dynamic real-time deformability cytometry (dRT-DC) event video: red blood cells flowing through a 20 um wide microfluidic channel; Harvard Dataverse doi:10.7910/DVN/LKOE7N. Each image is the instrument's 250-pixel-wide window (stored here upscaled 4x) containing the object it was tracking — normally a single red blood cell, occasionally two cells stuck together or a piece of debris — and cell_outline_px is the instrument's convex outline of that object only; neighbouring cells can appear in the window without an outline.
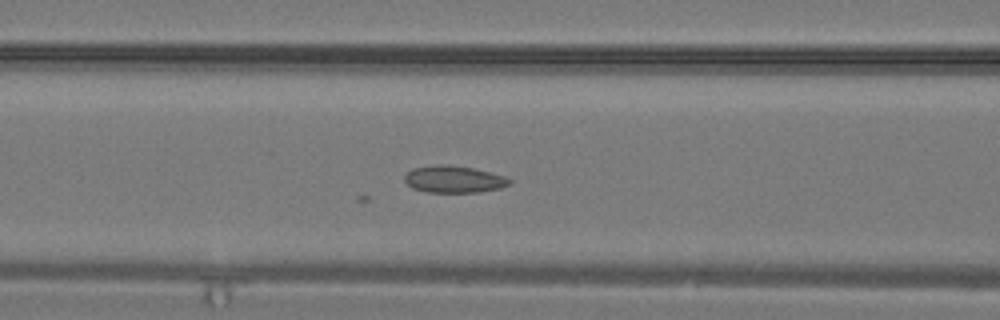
{"species": "common noctule bat (a hibernating species)", "species_latin": "Nyctalus noctula", "temperature_condition": "warm", "stored_images_in_passage": 17, "camera_frame_rate_fps": 3000, "um_per_image_px": 0.085, "animal": {"sex": "male", "body_mass_g": 19.2, "forearm_length_mm": 51.8}, "frame": {"image": 1, "passage_image": 4, "time_ms": 1.0, "image_size_px": [1000, 320], "cell_outline_px": [[512, 184], [500, 188], [476, 192], [428, 192], [412, 188], [404, 180], [404, 176], [412, 168], [436, 164], [448, 164], [472, 168], [504, 176], [512, 180]], "centroid_in_image_um": [38.56, 15.23], "position_along_channel_um": 128.0, "area_um2": 16.47}}
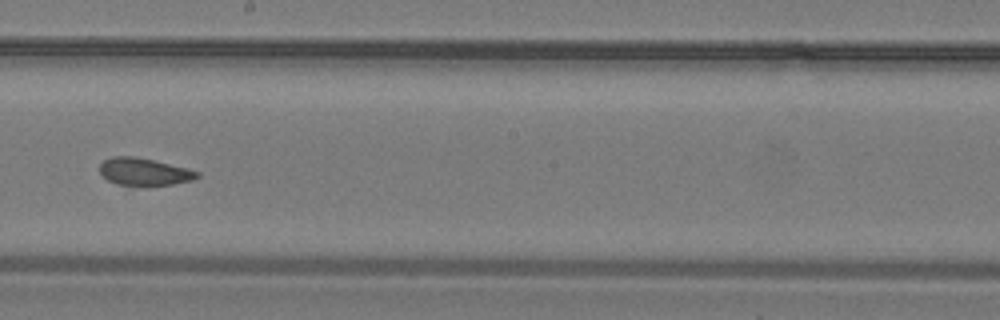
{"frame": {"image": 2, "passage_image": 9, "time_ms": 2.667, "image_size_px": [1000, 320], "cell_outline_px": [[200, 176], [192, 180], [172, 184], [116, 184], [108, 180], [100, 172], [100, 164], [104, 160], [112, 156], [132, 156], [152, 160], [200, 172]], "centroid_in_image_um": [12.23, 14.58], "position_along_channel_um": 236.0, "area_um2": 14.97}}
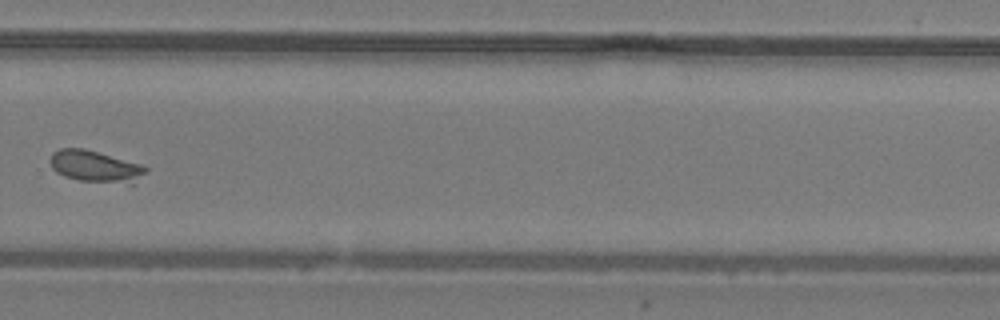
{"frame": {"image": 3, "passage_image": 13, "time_ms": 4.0, "image_size_px": [1000, 320], "cell_outline_px": [[148, 172], [132, 184], [80, 180], [64, 176], [56, 172], [52, 168], [48, 160], [52, 152], [60, 148], [84, 148], [144, 164], [148, 168]], "centroid_in_image_um": [8.13, 14.13], "position_along_channel_um": 321.7, "area_um2": 17.98}}